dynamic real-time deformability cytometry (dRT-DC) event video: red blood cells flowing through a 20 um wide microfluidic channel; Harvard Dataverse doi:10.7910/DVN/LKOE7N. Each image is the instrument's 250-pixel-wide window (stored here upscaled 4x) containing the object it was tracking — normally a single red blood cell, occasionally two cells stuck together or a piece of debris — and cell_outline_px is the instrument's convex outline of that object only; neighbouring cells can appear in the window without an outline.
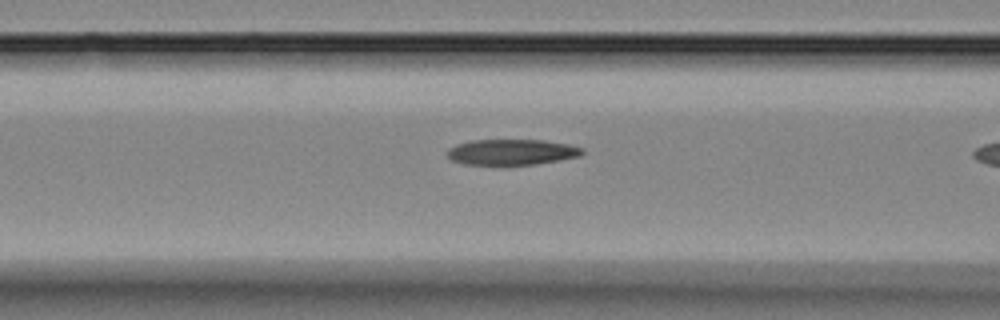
{"species": "Egyptian fruit bat (a non-hibernating species)", "species_latin": "Rousettus aegyptiacus", "temperature_condition": "room temperature", "stored_images_in_passage": 10, "camera_frame_rate_fps": 3000, "um_per_image_px": 0.085, "animal": {"sex": "female"}, "frame": {"image": 1, "passage_image": 9, "time_ms": 2.667, "image_size_px": [1000, 320], "cell_outline_px": [[584, 152], [580, 156], [560, 160], [536, 164], [500, 168], [464, 164], [452, 160], [448, 156], [448, 148], [472, 140], [544, 140], [568, 144], [584, 148]], "centroid_in_image_um": [43.5, 12.97], "position_along_channel_um": 123.1, "area_um2": 21.04}}